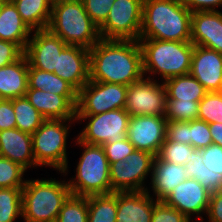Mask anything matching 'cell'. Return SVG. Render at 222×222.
I'll use <instances>...</instances> for the list:
<instances>
[{
	"instance_id": "obj_1",
	"label": "cell",
	"mask_w": 222,
	"mask_h": 222,
	"mask_svg": "<svg viewBox=\"0 0 222 222\" xmlns=\"http://www.w3.org/2000/svg\"><path fill=\"white\" fill-rule=\"evenodd\" d=\"M89 53L91 81L129 86L144 76L139 41L101 39Z\"/></svg>"
},
{
	"instance_id": "obj_2",
	"label": "cell",
	"mask_w": 222,
	"mask_h": 222,
	"mask_svg": "<svg viewBox=\"0 0 222 222\" xmlns=\"http://www.w3.org/2000/svg\"><path fill=\"white\" fill-rule=\"evenodd\" d=\"M191 16L180 0H143L139 39L190 41Z\"/></svg>"
},
{
	"instance_id": "obj_3",
	"label": "cell",
	"mask_w": 222,
	"mask_h": 222,
	"mask_svg": "<svg viewBox=\"0 0 222 222\" xmlns=\"http://www.w3.org/2000/svg\"><path fill=\"white\" fill-rule=\"evenodd\" d=\"M48 29L67 45L88 50L101 40L99 27L90 19L81 0L53 3Z\"/></svg>"
},
{
	"instance_id": "obj_4",
	"label": "cell",
	"mask_w": 222,
	"mask_h": 222,
	"mask_svg": "<svg viewBox=\"0 0 222 222\" xmlns=\"http://www.w3.org/2000/svg\"><path fill=\"white\" fill-rule=\"evenodd\" d=\"M143 73L165 80L190 73L194 44L191 41L139 39ZM154 73V75H153Z\"/></svg>"
},
{
	"instance_id": "obj_5",
	"label": "cell",
	"mask_w": 222,
	"mask_h": 222,
	"mask_svg": "<svg viewBox=\"0 0 222 222\" xmlns=\"http://www.w3.org/2000/svg\"><path fill=\"white\" fill-rule=\"evenodd\" d=\"M70 194L68 181L26 180L22 188L23 219L25 222H56Z\"/></svg>"
},
{
	"instance_id": "obj_6",
	"label": "cell",
	"mask_w": 222,
	"mask_h": 222,
	"mask_svg": "<svg viewBox=\"0 0 222 222\" xmlns=\"http://www.w3.org/2000/svg\"><path fill=\"white\" fill-rule=\"evenodd\" d=\"M77 144L85 148L76 168V175L68 182L70 192L78 196L111 193L109 162L100 145L86 144L77 138Z\"/></svg>"
},
{
	"instance_id": "obj_7",
	"label": "cell",
	"mask_w": 222,
	"mask_h": 222,
	"mask_svg": "<svg viewBox=\"0 0 222 222\" xmlns=\"http://www.w3.org/2000/svg\"><path fill=\"white\" fill-rule=\"evenodd\" d=\"M76 120H44L31 135L35 163L37 166H52L60 173L68 172L66 144L70 126L66 122ZM68 125V126H67Z\"/></svg>"
},
{
	"instance_id": "obj_8",
	"label": "cell",
	"mask_w": 222,
	"mask_h": 222,
	"mask_svg": "<svg viewBox=\"0 0 222 222\" xmlns=\"http://www.w3.org/2000/svg\"><path fill=\"white\" fill-rule=\"evenodd\" d=\"M143 0H115L99 27L101 39L138 41L142 25Z\"/></svg>"
},
{
	"instance_id": "obj_9",
	"label": "cell",
	"mask_w": 222,
	"mask_h": 222,
	"mask_svg": "<svg viewBox=\"0 0 222 222\" xmlns=\"http://www.w3.org/2000/svg\"><path fill=\"white\" fill-rule=\"evenodd\" d=\"M128 86L89 80L77 94L76 115L125 109Z\"/></svg>"
},
{
	"instance_id": "obj_10",
	"label": "cell",
	"mask_w": 222,
	"mask_h": 222,
	"mask_svg": "<svg viewBox=\"0 0 222 222\" xmlns=\"http://www.w3.org/2000/svg\"><path fill=\"white\" fill-rule=\"evenodd\" d=\"M88 119L78 139L86 144L100 145L127 137L130 115L125 109H114L97 115H76V120Z\"/></svg>"
},
{
	"instance_id": "obj_11",
	"label": "cell",
	"mask_w": 222,
	"mask_h": 222,
	"mask_svg": "<svg viewBox=\"0 0 222 222\" xmlns=\"http://www.w3.org/2000/svg\"><path fill=\"white\" fill-rule=\"evenodd\" d=\"M155 157L150 152L135 149L125 160L110 164L111 193L147 191L143 184L152 172Z\"/></svg>"
},
{
	"instance_id": "obj_12",
	"label": "cell",
	"mask_w": 222,
	"mask_h": 222,
	"mask_svg": "<svg viewBox=\"0 0 222 222\" xmlns=\"http://www.w3.org/2000/svg\"><path fill=\"white\" fill-rule=\"evenodd\" d=\"M167 92L164 85L144 76L128 86L125 110L130 115L165 116Z\"/></svg>"
},
{
	"instance_id": "obj_13",
	"label": "cell",
	"mask_w": 222,
	"mask_h": 222,
	"mask_svg": "<svg viewBox=\"0 0 222 222\" xmlns=\"http://www.w3.org/2000/svg\"><path fill=\"white\" fill-rule=\"evenodd\" d=\"M167 120L164 116L140 115L130 117L127 138L136 150L157 156L166 140Z\"/></svg>"
},
{
	"instance_id": "obj_14",
	"label": "cell",
	"mask_w": 222,
	"mask_h": 222,
	"mask_svg": "<svg viewBox=\"0 0 222 222\" xmlns=\"http://www.w3.org/2000/svg\"><path fill=\"white\" fill-rule=\"evenodd\" d=\"M32 32L35 33L29 39L24 51L28 63L36 69L54 73L57 69L58 54L67 44L48 28Z\"/></svg>"
},
{
	"instance_id": "obj_15",
	"label": "cell",
	"mask_w": 222,
	"mask_h": 222,
	"mask_svg": "<svg viewBox=\"0 0 222 222\" xmlns=\"http://www.w3.org/2000/svg\"><path fill=\"white\" fill-rule=\"evenodd\" d=\"M210 194L211 192L197 180L188 177L178 184L162 202L177 209L190 220L191 216L196 214L198 220L203 222V217L200 215L207 213Z\"/></svg>"
},
{
	"instance_id": "obj_16",
	"label": "cell",
	"mask_w": 222,
	"mask_h": 222,
	"mask_svg": "<svg viewBox=\"0 0 222 222\" xmlns=\"http://www.w3.org/2000/svg\"><path fill=\"white\" fill-rule=\"evenodd\" d=\"M90 53L88 49L67 45L58 54L54 73L69 83L77 92L89 81Z\"/></svg>"
},
{
	"instance_id": "obj_17",
	"label": "cell",
	"mask_w": 222,
	"mask_h": 222,
	"mask_svg": "<svg viewBox=\"0 0 222 222\" xmlns=\"http://www.w3.org/2000/svg\"><path fill=\"white\" fill-rule=\"evenodd\" d=\"M190 74L207 92L222 91V53L194 45Z\"/></svg>"
},
{
	"instance_id": "obj_18",
	"label": "cell",
	"mask_w": 222,
	"mask_h": 222,
	"mask_svg": "<svg viewBox=\"0 0 222 222\" xmlns=\"http://www.w3.org/2000/svg\"><path fill=\"white\" fill-rule=\"evenodd\" d=\"M25 97L45 120H76L77 96H60L28 88Z\"/></svg>"
},
{
	"instance_id": "obj_19",
	"label": "cell",
	"mask_w": 222,
	"mask_h": 222,
	"mask_svg": "<svg viewBox=\"0 0 222 222\" xmlns=\"http://www.w3.org/2000/svg\"><path fill=\"white\" fill-rule=\"evenodd\" d=\"M190 41L222 53V12H192Z\"/></svg>"
},
{
	"instance_id": "obj_20",
	"label": "cell",
	"mask_w": 222,
	"mask_h": 222,
	"mask_svg": "<svg viewBox=\"0 0 222 222\" xmlns=\"http://www.w3.org/2000/svg\"><path fill=\"white\" fill-rule=\"evenodd\" d=\"M146 191L117 192L116 222H151L157 202Z\"/></svg>"
},
{
	"instance_id": "obj_21",
	"label": "cell",
	"mask_w": 222,
	"mask_h": 222,
	"mask_svg": "<svg viewBox=\"0 0 222 222\" xmlns=\"http://www.w3.org/2000/svg\"><path fill=\"white\" fill-rule=\"evenodd\" d=\"M0 156L18 163L25 170L36 167L32 136L17 128L0 131Z\"/></svg>"
},
{
	"instance_id": "obj_22",
	"label": "cell",
	"mask_w": 222,
	"mask_h": 222,
	"mask_svg": "<svg viewBox=\"0 0 222 222\" xmlns=\"http://www.w3.org/2000/svg\"><path fill=\"white\" fill-rule=\"evenodd\" d=\"M186 166L165 162L155 157L151 172V185L156 201H163L171 191L188 176Z\"/></svg>"
},
{
	"instance_id": "obj_23",
	"label": "cell",
	"mask_w": 222,
	"mask_h": 222,
	"mask_svg": "<svg viewBox=\"0 0 222 222\" xmlns=\"http://www.w3.org/2000/svg\"><path fill=\"white\" fill-rule=\"evenodd\" d=\"M32 30L12 1L0 2V39L16 43L25 51Z\"/></svg>"
},
{
	"instance_id": "obj_24",
	"label": "cell",
	"mask_w": 222,
	"mask_h": 222,
	"mask_svg": "<svg viewBox=\"0 0 222 222\" xmlns=\"http://www.w3.org/2000/svg\"><path fill=\"white\" fill-rule=\"evenodd\" d=\"M28 89V60L23 54L15 62L0 68V99L24 97Z\"/></svg>"
},
{
	"instance_id": "obj_25",
	"label": "cell",
	"mask_w": 222,
	"mask_h": 222,
	"mask_svg": "<svg viewBox=\"0 0 222 222\" xmlns=\"http://www.w3.org/2000/svg\"><path fill=\"white\" fill-rule=\"evenodd\" d=\"M164 82L167 100L200 102L208 93L204 86L190 73L169 78Z\"/></svg>"
},
{
	"instance_id": "obj_26",
	"label": "cell",
	"mask_w": 222,
	"mask_h": 222,
	"mask_svg": "<svg viewBox=\"0 0 222 222\" xmlns=\"http://www.w3.org/2000/svg\"><path fill=\"white\" fill-rule=\"evenodd\" d=\"M22 20L33 30L47 29L51 19V0H11Z\"/></svg>"
},
{
	"instance_id": "obj_27",
	"label": "cell",
	"mask_w": 222,
	"mask_h": 222,
	"mask_svg": "<svg viewBox=\"0 0 222 222\" xmlns=\"http://www.w3.org/2000/svg\"><path fill=\"white\" fill-rule=\"evenodd\" d=\"M28 88L39 89L44 92L60 96H77L78 92L64 79L55 73L42 71L28 63Z\"/></svg>"
},
{
	"instance_id": "obj_28",
	"label": "cell",
	"mask_w": 222,
	"mask_h": 222,
	"mask_svg": "<svg viewBox=\"0 0 222 222\" xmlns=\"http://www.w3.org/2000/svg\"><path fill=\"white\" fill-rule=\"evenodd\" d=\"M202 161V152L196 149L191 155L190 163L185 165L187 176L197 180L211 193L222 190V174L211 172Z\"/></svg>"
},
{
	"instance_id": "obj_29",
	"label": "cell",
	"mask_w": 222,
	"mask_h": 222,
	"mask_svg": "<svg viewBox=\"0 0 222 222\" xmlns=\"http://www.w3.org/2000/svg\"><path fill=\"white\" fill-rule=\"evenodd\" d=\"M88 222H116L117 192L87 196Z\"/></svg>"
},
{
	"instance_id": "obj_30",
	"label": "cell",
	"mask_w": 222,
	"mask_h": 222,
	"mask_svg": "<svg viewBox=\"0 0 222 222\" xmlns=\"http://www.w3.org/2000/svg\"><path fill=\"white\" fill-rule=\"evenodd\" d=\"M12 106L16 117V128L22 132L32 135L45 120L25 96L12 99Z\"/></svg>"
},
{
	"instance_id": "obj_31",
	"label": "cell",
	"mask_w": 222,
	"mask_h": 222,
	"mask_svg": "<svg viewBox=\"0 0 222 222\" xmlns=\"http://www.w3.org/2000/svg\"><path fill=\"white\" fill-rule=\"evenodd\" d=\"M22 217V188H0V222Z\"/></svg>"
},
{
	"instance_id": "obj_32",
	"label": "cell",
	"mask_w": 222,
	"mask_h": 222,
	"mask_svg": "<svg viewBox=\"0 0 222 222\" xmlns=\"http://www.w3.org/2000/svg\"><path fill=\"white\" fill-rule=\"evenodd\" d=\"M56 222H88L87 197L70 194L63 203Z\"/></svg>"
},
{
	"instance_id": "obj_33",
	"label": "cell",
	"mask_w": 222,
	"mask_h": 222,
	"mask_svg": "<svg viewBox=\"0 0 222 222\" xmlns=\"http://www.w3.org/2000/svg\"><path fill=\"white\" fill-rule=\"evenodd\" d=\"M196 149L191 145L165 140L157 154V158L165 162L186 165L190 163L191 155Z\"/></svg>"
},
{
	"instance_id": "obj_34",
	"label": "cell",
	"mask_w": 222,
	"mask_h": 222,
	"mask_svg": "<svg viewBox=\"0 0 222 222\" xmlns=\"http://www.w3.org/2000/svg\"><path fill=\"white\" fill-rule=\"evenodd\" d=\"M199 102L167 100L165 118L167 121L189 122L198 118Z\"/></svg>"
},
{
	"instance_id": "obj_35",
	"label": "cell",
	"mask_w": 222,
	"mask_h": 222,
	"mask_svg": "<svg viewBox=\"0 0 222 222\" xmlns=\"http://www.w3.org/2000/svg\"><path fill=\"white\" fill-rule=\"evenodd\" d=\"M208 124L222 123V91L208 92L199 102L198 118Z\"/></svg>"
},
{
	"instance_id": "obj_36",
	"label": "cell",
	"mask_w": 222,
	"mask_h": 222,
	"mask_svg": "<svg viewBox=\"0 0 222 222\" xmlns=\"http://www.w3.org/2000/svg\"><path fill=\"white\" fill-rule=\"evenodd\" d=\"M26 170L5 157L0 156V188H23Z\"/></svg>"
},
{
	"instance_id": "obj_37",
	"label": "cell",
	"mask_w": 222,
	"mask_h": 222,
	"mask_svg": "<svg viewBox=\"0 0 222 222\" xmlns=\"http://www.w3.org/2000/svg\"><path fill=\"white\" fill-rule=\"evenodd\" d=\"M213 144L209 124L203 120L189 121V145L201 150Z\"/></svg>"
},
{
	"instance_id": "obj_38",
	"label": "cell",
	"mask_w": 222,
	"mask_h": 222,
	"mask_svg": "<svg viewBox=\"0 0 222 222\" xmlns=\"http://www.w3.org/2000/svg\"><path fill=\"white\" fill-rule=\"evenodd\" d=\"M90 19L100 27L108 17L115 0H81Z\"/></svg>"
},
{
	"instance_id": "obj_39",
	"label": "cell",
	"mask_w": 222,
	"mask_h": 222,
	"mask_svg": "<svg viewBox=\"0 0 222 222\" xmlns=\"http://www.w3.org/2000/svg\"><path fill=\"white\" fill-rule=\"evenodd\" d=\"M102 148L104 149L109 165L125 160L135 150V147L127 137L117 142H107L102 145Z\"/></svg>"
},
{
	"instance_id": "obj_40",
	"label": "cell",
	"mask_w": 222,
	"mask_h": 222,
	"mask_svg": "<svg viewBox=\"0 0 222 222\" xmlns=\"http://www.w3.org/2000/svg\"><path fill=\"white\" fill-rule=\"evenodd\" d=\"M191 220L177 209L167 206L162 201L154 204L151 222H190Z\"/></svg>"
},
{
	"instance_id": "obj_41",
	"label": "cell",
	"mask_w": 222,
	"mask_h": 222,
	"mask_svg": "<svg viewBox=\"0 0 222 222\" xmlns=\"http://www.w3.org/2000/svg\"><path fill=\"white\" fill-rule=\"evenodd\" d=\"M203 155V164L211 172L222 174V147L216 144H210L200 150Z\"/></svg>"
},
{
	"instance_id": "obj_42",
	"label": "cell",
	"mask_w": 222,
	"mask_h": 222,
	"mask_svg": "<svg viewBox=\"0 0 222 222\" xmlns=\"http://www.w3.org/2000/svg\"><path fill=\"white\" fill-rule=\"evenodd\" d=\"M166 139L189 145V122L167 121Z\"/></svg>"
},
{
	"instance_id": "obj_43",
	"label": "cell",
	"mask_w": 222,
	"mask_h": 222,
	"mask_svg": "<svg viewBox=\"0 0 222 222\" xmlns=\"http://www.w3.org/2000/svg\"><path fill=\"white\" fill-rule=\"evenodd\" d=\"M23 54L16 43L0 39V68L15 62Z\"/></svg>"
},
{
	"instance_id": "obj_44",
	"label": "cell",
	"mask_w": 222,
	"mask_h": 222,
	"mask_svg": "<svg viewBox=\"0 0 222 222\" xmlns=\"http://www.w3.org/2000/svg\"><path fill=\"white\" fill-rule=\"evenodd\" d=\"M16 128L12 99H0V131Z\"/></svg>"
},
{
	"instance_id": "obj_45",
	"label": "cell",
	"mask_w": 222,
	"mask_h": 222,
	"mask_svg": "<svg viewBox=\"0 0 222 222\" xmlns=\"http://www.w3.org/2000/svg\"><path fill=\"white\" fill-rule=\"evenodd\" d=\"M208 222H222V190L210 194L207 209Z\"/></svg>"
},
{
	"instance_id": "obj_46",
	"label": "cell",
	"mask_w": 222,
	"mask_h": 222,
	"mask_svg": "<svg viewBox=\"0 0 222 222\" xmlns=\"http://www.w3.org/2000/svg\"><path fill=\"white\" fill-rule=\"evenodd\" d=\"M191 12L219 11L222 0H180Z\"/></svg>"
},
{
	"instance_id": "obj_47",
	"label": "cell",
	"mask_w": 222,
	"mask_h": 222,
	"mask_svg": "<svg viewBox=\"0 0 222 222\" xmlns=\"http://www.w3.org/2000/svg\"><path fill=\"white\" fill-rule=\"evenodd\" d=\"M213 144L220 145L222 147V123L209 124Z\"/></svg>"
},
{
	"instance_id": "obj_48",
	"label": "cell",
	"mask_w": 222,
	"mask_h": 222,
	"mask_svg": "<svg viewBox=\"0 0 222 222\" xmlns=\"http://www.w3.org/2000/svg\"><path fill=\"white\" fill-rule=\"evenodd\" d=\"M52 3L58 2V1H63V0H51Z\"/></svg>"
}]
</instances>
